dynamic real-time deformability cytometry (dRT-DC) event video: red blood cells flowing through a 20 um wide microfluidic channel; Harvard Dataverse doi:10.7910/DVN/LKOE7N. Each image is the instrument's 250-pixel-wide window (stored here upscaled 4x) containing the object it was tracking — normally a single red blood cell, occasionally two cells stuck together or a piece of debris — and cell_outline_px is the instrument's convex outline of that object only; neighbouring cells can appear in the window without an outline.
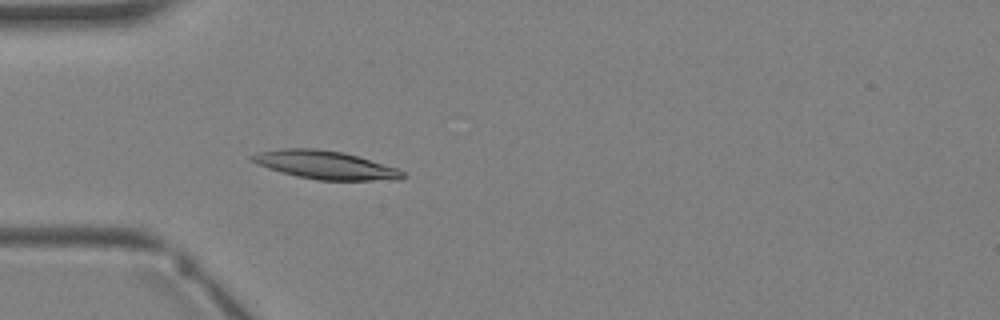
{"species": "Egyptian fruit bat (a non-hibernating species)", "species_latin": "Rousettus aegyptiacus", "temperature_condition": "warm", "stored_images_in_passage": 2, "camera_frame_rate_fps": 3000, "um_per_image_px": 0.085, "animal": {"sex": "female"}, "frame": {"image": 1, "passage_image": 2, "time_ms": 1.333, "image_size_px": [1000, 320], "cell_outline_px": [[408, 176], [400, 180], [320, 180], [296, 176], [280, 172], [256, 164], [248, 156], [256, 152], [280, 148], [316, 148], [344, 152], [396, 168], [404, 172]], "centroid_in_image_um": [27.62, 14.02], "position_along_channel_um": 57.4, "area_um2": 24.97}}